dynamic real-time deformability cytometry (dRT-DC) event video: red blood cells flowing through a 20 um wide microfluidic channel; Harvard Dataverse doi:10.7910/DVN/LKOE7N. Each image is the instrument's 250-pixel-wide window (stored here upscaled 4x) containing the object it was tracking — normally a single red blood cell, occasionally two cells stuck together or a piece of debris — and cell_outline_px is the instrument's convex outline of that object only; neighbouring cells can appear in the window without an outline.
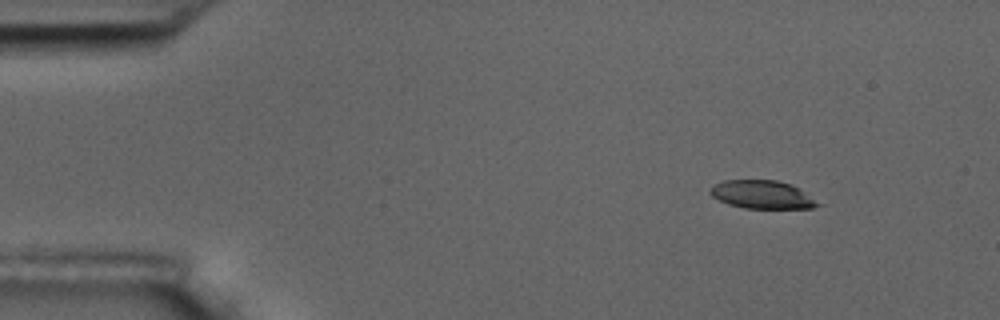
{"species": "common noctule bat (a hibernating species)", "species_latin": "Nyctalus noctula", "temperature_condition": "room temperature", "stored_images_in_passage": 6, "camera_frame_rate_fps": 3000, "um_per_image_px": 0.085, "animal": {"sex": "male", "body_mass_g": 17.5, "forearm_length_mm": 52.3}, "frame": {"image": 1, "passage_image": 1, "time_ms": 0.0, "image_size_px": [1000, 320], "cell_outline_px": [[824, 204], [812, 208], [744, 208], [728, 204], [712, 196], [708, 192], [708, 188], [712, 184], [724, 180], [776, 180], [792, 184], [800, 188]], "centroid_in_image_um": [64.8, 16.53], "position_along_channel_um": 20.2, "area_um2": 18.03}}
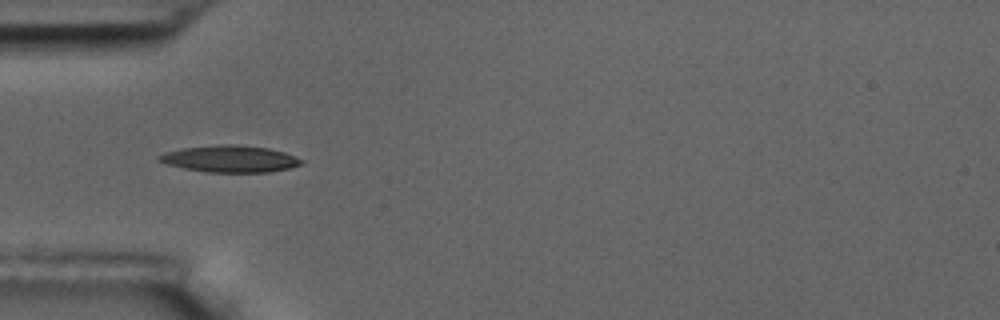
{"frame": {"image": 2, "passage_image": 4, "time_ms": 3.667, "image_size_px": [1000, 320], "cell_outline_px": [[304, 164], [288, 168], [268, 172], [204, 172], [184, 168], [168, 164], [156, 160], [156, 156], [164, 152], [184, 148], [220, 144], [232, 144], [268, 148], [284, 152], [296, 156], [304, 160]], "centroid_in_image_um": [19.55, 13.5], "position_along_channel_um": 65.4, "area_um2": 22.25}}